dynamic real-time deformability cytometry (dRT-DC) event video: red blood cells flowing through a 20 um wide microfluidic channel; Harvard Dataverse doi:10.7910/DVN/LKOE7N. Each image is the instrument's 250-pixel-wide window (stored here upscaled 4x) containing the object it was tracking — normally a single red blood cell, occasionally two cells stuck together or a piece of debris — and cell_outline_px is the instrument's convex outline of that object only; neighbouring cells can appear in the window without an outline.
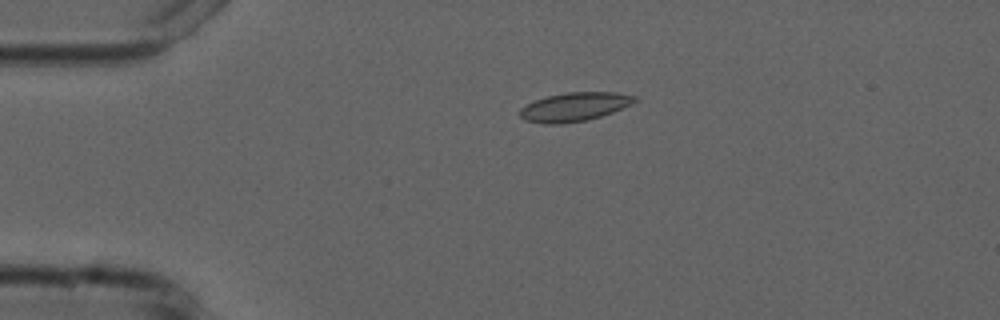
{"species": "common noctule bat (a hibernating species)", "species_latin": "Nyctalus noctula", "temperature_condition": "cold", "stored_images_in_passage": 36, "camera_frame_rate_fps": 3000, "um_per_image_px": 0.085, "animal": {"sex": "male", "forearm_length_mm": 52.5}, "frame": {"image": 1, "passage_image": 1, "time_ms": 0.0, "image_size_px": [1000, 320], "cell_outline_px": [[636, 100], [632, 104], [612, 112], [600, 116], [584, 120], [560, 124], [544, 124], [524, 120], [520, 116], [520, 108], [536, 100], [548, 96], [568, 92], [616, 92], [636, 96]], "centroid_in_image_um": [48.82, 9.08], "position_along_channel_um": 36.2, "area_um2": 19.02}}
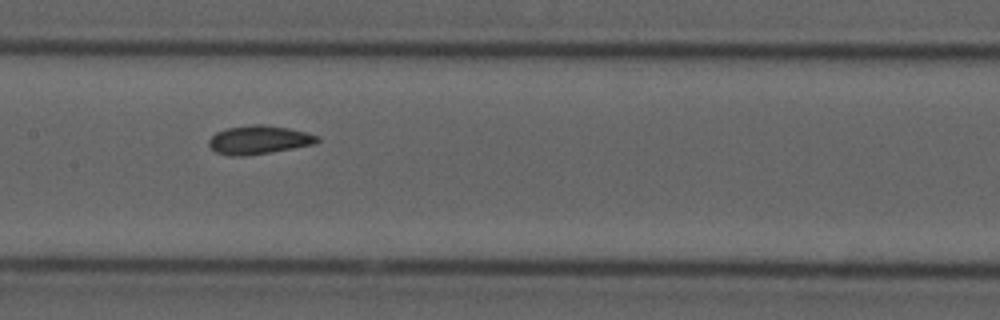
{"frame": {"image": 2, "passage_image": 16, "time_ms": 5.0, "image_size_px": [1000, 320], "cell_outline_px": [[320, 140], [316, 144], [272, 152], [248, 156], [232, 156], [216, 152], [208, 144], [208, 140], [216, 132], [228, 128], [256, 124], [264, 124], [288, 128], [308, 132], [316, 136]], "centroid_in_image_um": [22.02, 11.89], "position_along_channel_um": 185.4, "area_um2": 18.09}}
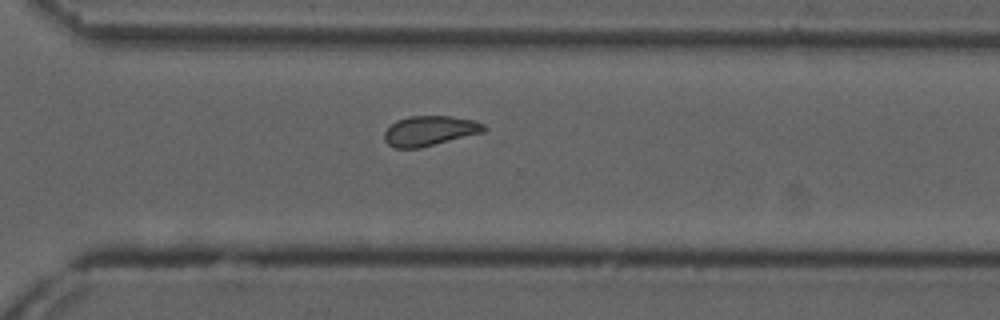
{"frame": {"image": 3, "passage_image": 28, "time_ms": 9.0, "image_size_px": [1000, 320], "cell_outline_px": [[488, 128], [484, 132], [420, 148], [396, 148], [388, 144], [384, 140], [384, 132], [396, 120], [408, 116], [452, 116], [472, 120], [484, 124]], "centroid_in_image_um": [36.53, 11.12], "position_along_channel_um": 334.1, "area_um2": 17.4}, "authors_computed_cell_mechanics": {"area_um2": 17.629, "velocity_mm_per_s": 3.7304, "shape_relaxation_time_tau1_ms": null, "shape_relaxation_time_tau2_ms": 2.9488, "deformation_change_tau1": null, "deformation_change_tau2": 0.0758}}